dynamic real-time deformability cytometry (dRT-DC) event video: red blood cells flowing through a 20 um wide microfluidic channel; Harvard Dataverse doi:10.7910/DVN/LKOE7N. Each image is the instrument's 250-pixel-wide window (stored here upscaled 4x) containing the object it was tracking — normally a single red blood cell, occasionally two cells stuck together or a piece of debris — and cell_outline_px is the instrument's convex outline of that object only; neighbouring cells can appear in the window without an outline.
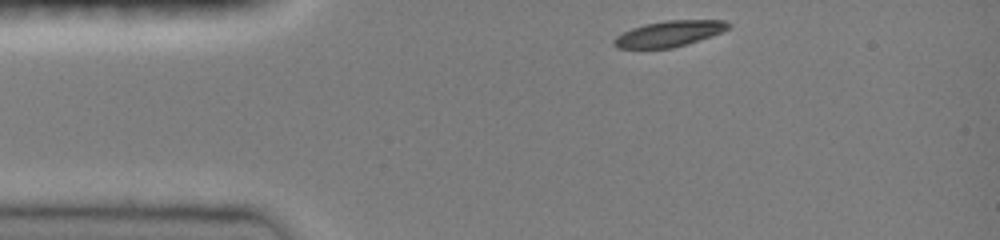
{"species": "common noctule bat (a hibernating species)", "species_latin": "Nyctalus noctula", "temperature_condition": "room temperature", "stored_images_in_passage": 35, "camera_frame_rate_fps": 3000, "um_per_image_px": 0.085, "animal": {"sex": "female", "body_mass_g": 19.0, "forearm_length_mm": 51.5}, "frame": {"image": 1, "passage_image": 1, "time_ms": 0.0, "image_size_px": [1000, 240], "cell_outline_px": [[732, 24], [728, 28], [720, 32], [672, 48], [616, 48], [612, 44], [612, 40], [616, 36], [632, 28], [644, 24], [664, 20], [724, 20]], "centroid_in_image_um": [56.81, 2.85], "position_along_channel_um": 28.2, "area_um2": 16.94}}
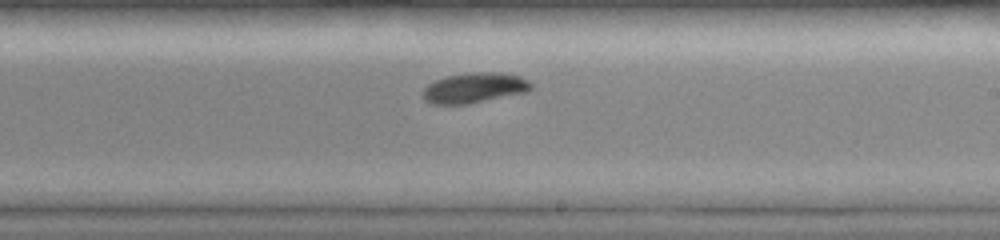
{"frame": {"image": 2, "passage_image": 21, "time_ms": 6.667, "image_size_px": [1000, 240], "cell_outline_px": [[532, 88], [524, 92], [468, 104], [432, 104], [424, 100], [424, 88], [428, 84], [444, 76], [468, 72], [500, 72], [520, 76], [528, 80], [532, 84]], "centroid_in_image_um": [40.31, 7.45], "position_along_channel_um": 248.7, "area_um2": 19.02}}
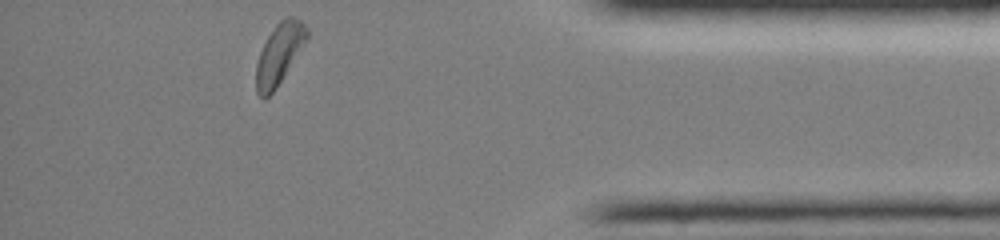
{"frame": {"image": 3, "passage_image": 35, "time_ms": 11.333, "image_size_px": [1000, 240], "cell_outline_px": [[308, 36], [276, 88], [264, 100], [256, 92], [256, 64], [260, 52], [268, 36], [276, 24], [280, 20], [288, 16], [292, 16], [300, 20], [308, 28]], "centroid_in_image_um": [23.71, 4.57], "position_along_channel_um": 411.5, "area_um2": 17.51}, "authors_computed_cell_mechanics": {"area_um2": 18.496, "velocity_mm_per_s": 3.984, "shape_relaxation_time_tau1_ms": 2.4106, "shape_relaxation_time_tau2_ms": null, "deformation_change_tau1": 0.1271, "deformation_change_tau2": null}}